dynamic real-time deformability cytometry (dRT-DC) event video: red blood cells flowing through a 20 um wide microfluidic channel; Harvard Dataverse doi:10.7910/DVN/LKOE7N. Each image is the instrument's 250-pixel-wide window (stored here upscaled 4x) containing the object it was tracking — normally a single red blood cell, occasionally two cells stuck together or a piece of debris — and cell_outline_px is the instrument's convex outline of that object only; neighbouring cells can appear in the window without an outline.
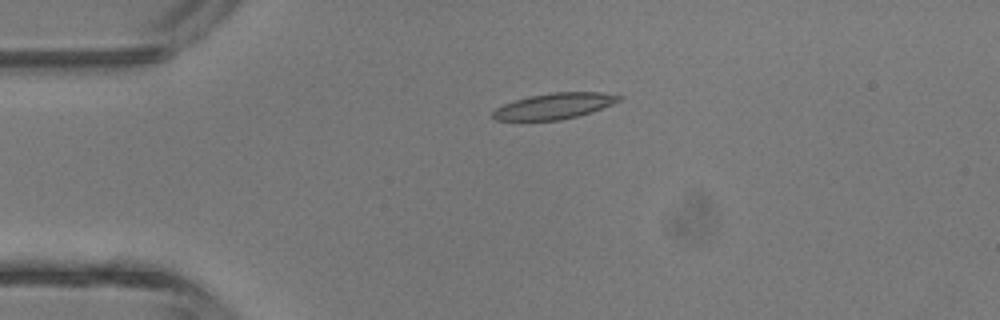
{"species": "common noctule bat (a hibernating species)", "species_latin": "Nyctalus noctula", "temperature_condition": "room temperature", "stored_images_in_passage": 4, "camera_frame_rate_fps": 3000, "um_per_image_px": 0.085, "animal": {"sex": "male", "body_mass_g": 13.3}, "frame": {"image": 1, "passage_image": 3, "time_ms": 2.333, "image_size_px": [1000, 320], "cell_outline_px": [[624, 96], [620, 100], [612, 104], [576, 116], [560, 120], [496, 120], [492, 116], [492, 112], [496, 108], [504, 104], [528, 96], [552, 92], [600, 92]], "centroid_in_image_um": [47.09, 9.0], "position_along_channel_um": 37.9, "area_um2": 18.73}}